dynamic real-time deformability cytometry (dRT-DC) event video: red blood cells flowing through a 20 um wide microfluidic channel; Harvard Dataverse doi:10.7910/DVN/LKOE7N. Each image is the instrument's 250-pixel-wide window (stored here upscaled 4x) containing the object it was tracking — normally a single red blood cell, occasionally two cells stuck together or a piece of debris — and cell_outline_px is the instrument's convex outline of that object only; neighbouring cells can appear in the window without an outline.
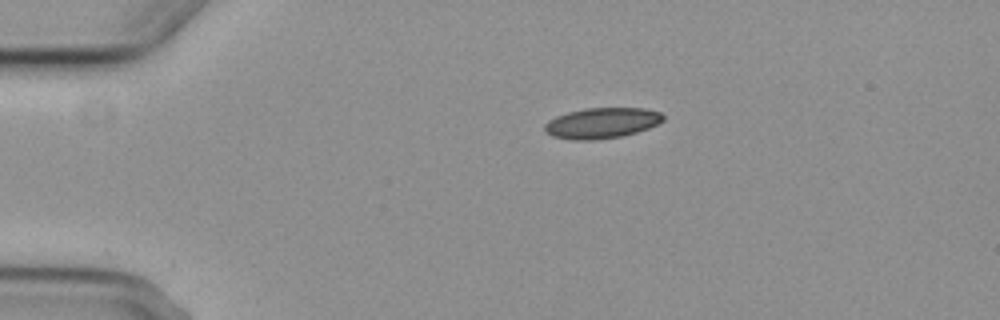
{"species": "common noctule bat (a hibernating species)", "species_latin": "Nyctalus noctula", "temperature_condition": "cold", "stored_images_in_passage": 6, "camera_frame_rate_fps": 3000, "um_per_image_px": 0.085, "animal": {"sex": "female", "body_mass_g": 29.2, "forearm_length_mm": 56.3}, "frame": {"image": 1, "passage_image": 1, "time_ms": 0.0, "image_size_px": [1000, 320], "cell_outline_px": [[664, 120], [648, 128], [636, 132], [620, 136], [596, 140], [572, 140], [552, 136], [544, 132], [544, 124], [548, 120], [556, 116], [568, 112], [584, 108], [644, 108], [660, 112], [664, 116]], "centroid_in_image_um": [51.11, 10.46], "position_along_channel_um": 33.9, "area_um2": 21.21}}
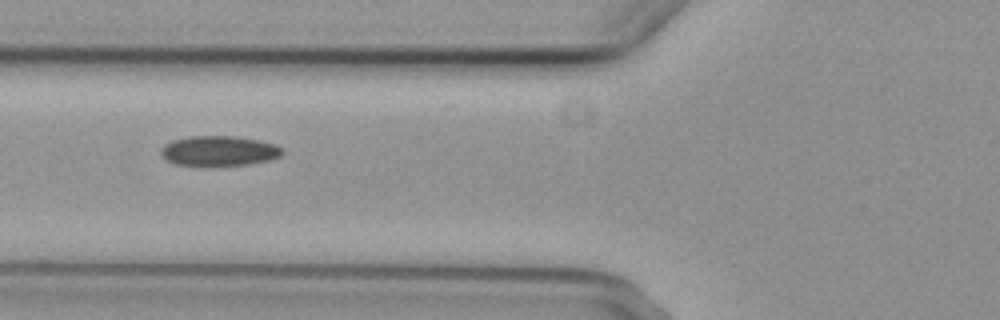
{"frame": {"image": 2, "passage_image": 4, "time_ms": 3.333, "image_size_px": [1000, 320], "cell_outline_px": [[284, 152], [280, 156], [268, 160], [248, 164], [216, 168], [200, 168], [176, 164], [168, 160], [160, 152], [160, 148], [164, 144], [172, 140], [192, 136], [232, 136], [260, 140], [276, 144]], "centroid_in_image_um": [18.58, 12.87], "position_along_channel_um": 107.2, "area_um2": 21.96}}
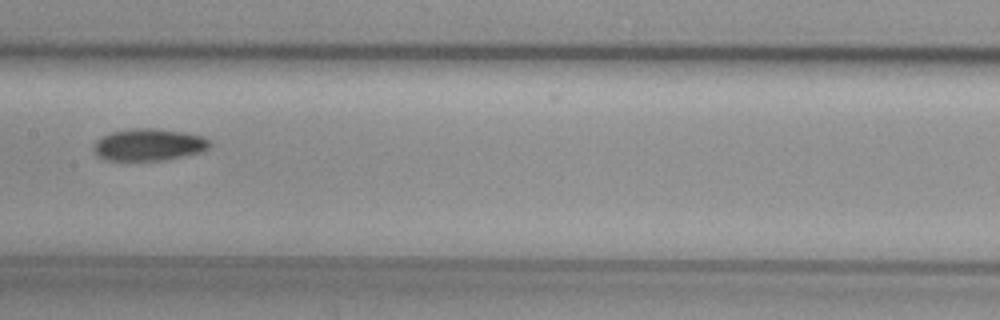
{"frame": {"image": 3, "passage_image": 6, "time_ms": 5.667, "image_size_px": [1000, 320], "cell_outline_px": [[212, 144], [204, 152], [164, 160], [104, 160], [96, 156], [92, 152], [92, 148], [96, 140], [100, 136], [112, 132], [132, 128], [152, 128], [184, 132], [204, 136], [212, 140]], "centroid_in_image_um": [12.65, 12.3], "position_along_channel_um": 194.8, "area_um2": 22.14}}